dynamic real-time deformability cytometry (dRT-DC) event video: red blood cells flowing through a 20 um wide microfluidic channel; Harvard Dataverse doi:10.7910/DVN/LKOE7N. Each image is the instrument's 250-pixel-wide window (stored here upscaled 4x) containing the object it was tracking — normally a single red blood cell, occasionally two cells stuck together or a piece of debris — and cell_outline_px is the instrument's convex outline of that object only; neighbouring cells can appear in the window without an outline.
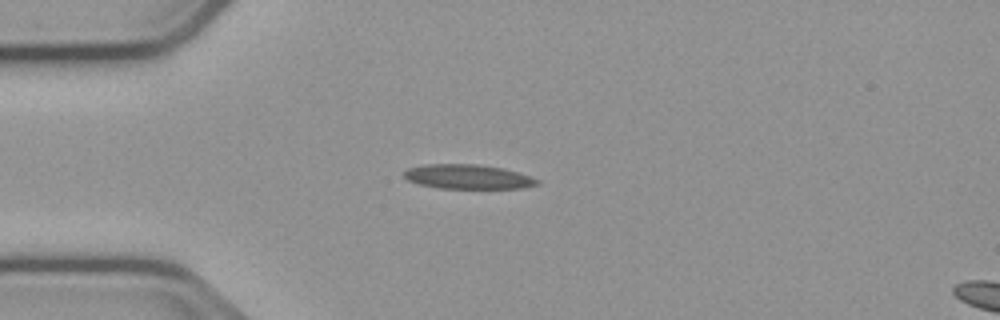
{"species": "common noctule bat (a hibernating species)", "species_latin": "Nyctalus noctula", "temperature_condition": "cold", "stored_images_in_passage": 10, "camera_frame_rate_fps": 3000, "um_per_image_px": 0.085, "animal": {"sex": "male", "body_mass_g": 23.1, "forearm_length_mm": 52.7}, "frame": {"image": 1, "passage_image": 6, "time_ms": 1.667, "image_size_px": [1000, 320], "cell_outline_px": [[540, 184], [520, 188], [440, 188], [420, 184], [408, 180], [404, 176], [404, 172], [408, 168], [428, 164], [476, 164], [504, 168], [540, 180]], "centroid_in_image_um": [39.78, 15.02], "position_along_channel_um": 45.2, "area_um2": 18.73}}
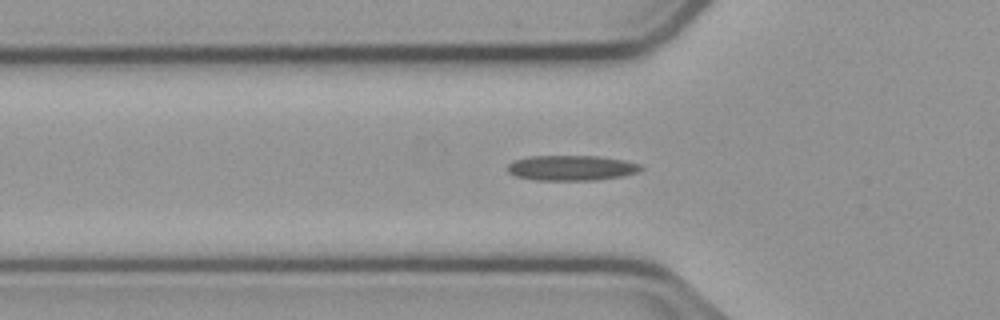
{"frame": {"image": 2, "passage_image": 10, "time_ms": 3.0, "image_size_px": [1000, 320], "cell_outline_px": [[644, 168], [636, 172], [620, 176], [596, 180], [536, 180], [516, 176], [508, 172], [508, 164], [516, 160], [528, 156], [600, 156], [624, 160], [640, 164]], "centroid_in_image_um": [48.57, 14.27], "position_along_channel_um": 77.2, "area_um2": 19.48}}